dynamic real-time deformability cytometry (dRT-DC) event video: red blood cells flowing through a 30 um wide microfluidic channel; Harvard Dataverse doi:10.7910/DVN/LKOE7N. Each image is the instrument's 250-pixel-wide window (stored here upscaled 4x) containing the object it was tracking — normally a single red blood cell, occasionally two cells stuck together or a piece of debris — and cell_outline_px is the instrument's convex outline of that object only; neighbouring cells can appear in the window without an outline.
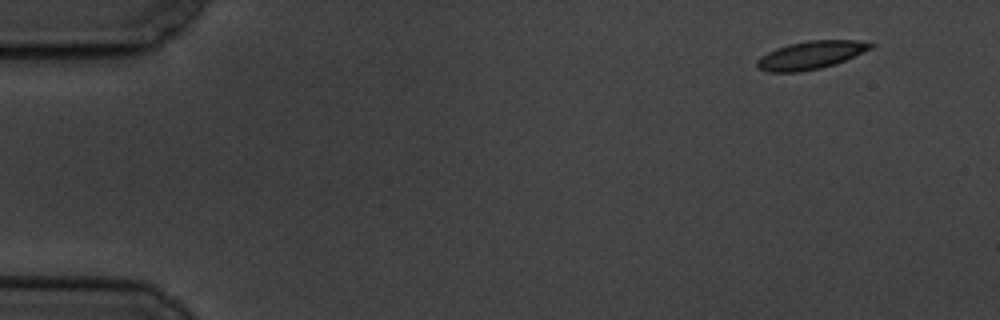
{"species": "common noctule bat (a hibernating species)", "species_latin": "Nyctalus noctula", "temperature_condition": "cold", "stored_images_in_passage": 6, "camera_frame_rate_fps": 3000, "um_per_image_px": 0.085, "animal": {"sex": "male", "body_mass_g": 19.5, "forearm_length_mm": 54.6}, "frame": {"image": 1, "passage_image": 1, "time_ms": 0.0, "image_size_px": [1000, 320], "cell_outline_px": [[876, 44], [872, 48], [836, 64], [820, 68], [800, 72], [768, 72], [756, 68], [756, 60], [760, 56], [776, 48], [788, 44], [808, 40], [860, 40]], "centroid_in_image_um": [68.89, 4.68], "position_along_channel_um": 16.1, "area_um2": 18.73}}
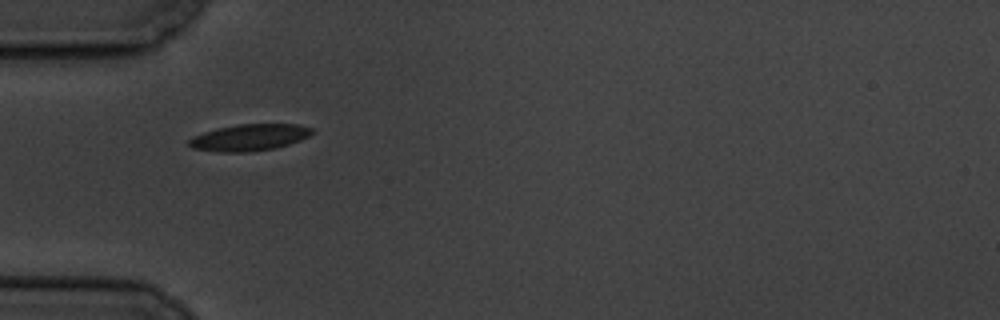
{"frame": {"image": 2, "passage_image": 5, "time_ms": 4.667, "image_size_px": [1000, 320], "cell_outline_px": [[316, 132], [300, 140], [276, 148], [252, 152], [216, 152], [192, 148], [188, 144], [188, 140], [192, 136], [216, 128], [236, 124], [300, 124], [312, 128]], "centroid_in_image_um": [21.19, 11.68], "position_along_channel_um": 63.8, "area_um2": 19.36}}
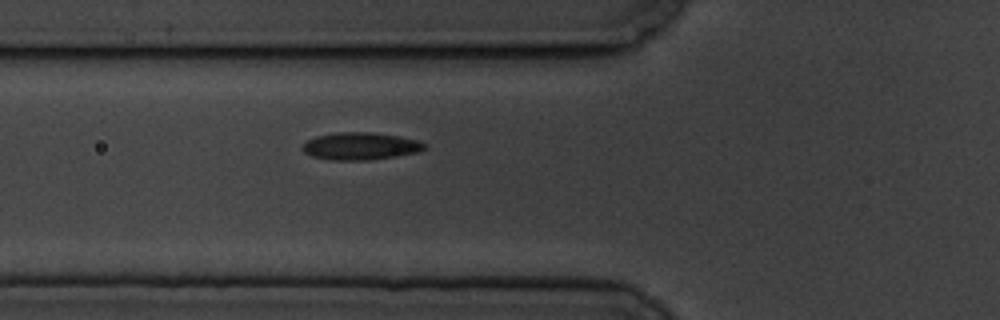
{"frame": {"image": 3, "passage_image": 6, "time_ms": 5.667, "image_size_px": [1000, 320], "cell_outline_px": [[428, 148], [416, 152], [396, 156], [368, 160], [332, 160], [312, 156], [304, 152], [300, 148], [308, 140], [316, 136], [336, 132], [372, 132], [396, 136], [416, 140], [428, 144]], "centroid_in_image_um": [30.63, 12.42], "position_along_channel_um": 95.2, "area_um2": 19.42}}